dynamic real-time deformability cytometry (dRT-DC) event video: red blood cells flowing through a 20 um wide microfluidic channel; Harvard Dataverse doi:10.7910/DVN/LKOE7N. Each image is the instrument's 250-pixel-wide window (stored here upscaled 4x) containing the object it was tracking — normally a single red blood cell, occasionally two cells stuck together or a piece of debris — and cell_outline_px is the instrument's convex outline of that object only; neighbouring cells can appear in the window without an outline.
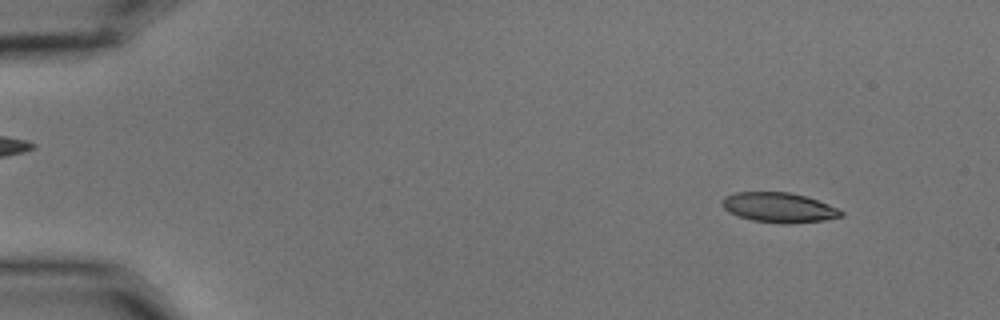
{"species": "common noctule bat (a hibernating species)", "species_latin": "Nyctalus noctula", "temperature_condition": "cold", "stored_images_in_passage": 57, "camera_frame_rate_fps": 3000, "um_per_image_px": 0.085, "animal": {"sex": "male", "body_mass_g": 15.6}, "frame": {"image": 1, "passage_image": 6, "time_ms": 1.667, "image_size_px": [1000, 320], "cell_outline_px": [[844, 216], [824, 220], [788, 224], [784, 224], [752, 220], [728, 212], [720, 204], [720, 200], [724, 196], [736, 192], [788, 192], [808, 196], [828, 204], [844, 212]], "centroid_in_image_um": [66.19, 17.63], "position_along_channel_um": 18.8, "area_um2": 20.87}}
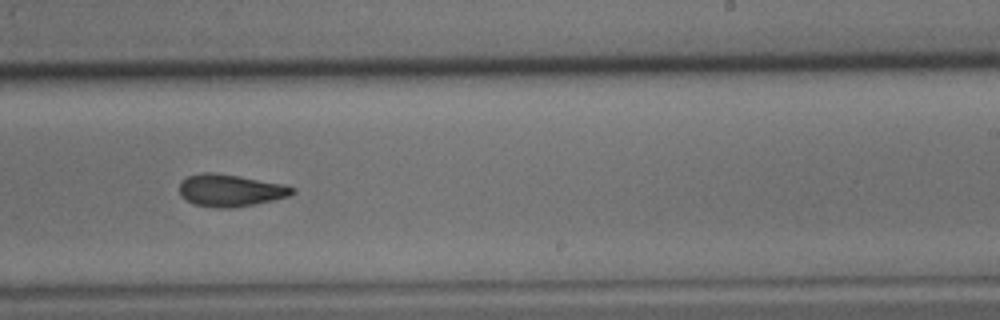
{"frame": {"image": 2, "passage_image": 36, "time_ms": 11.667, "image_size_px": [1000, 320], "cell_outline_px": [[296, 192], [288, 196], [272, 200], [232, 208], [216, 208], [192, 204], [180, 196], [180, 180], [188, 176], [200, 172], [216, 172], [284, 184], [296, 188]], "centroid_in_image_um": [19.54, 16.17], "position_along_channel_um": 269.5, "area_um2": 21.33}}
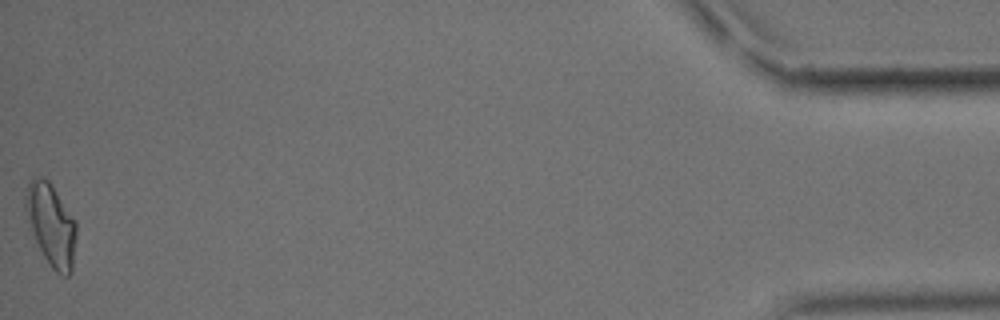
{"frame": {"image": 3, "passage_image": 57, "time_ms": 18.667, "image_size_px": [1000, 320], "cell_outline_px": [[76, 236], [72, 272], [68, 276], [64, 276], [56, 272], [52, 268], [44, 256], [28, 228], [24, 208], [24, 196], [28, 180], [32, 176], [44, 176], [52, 184], [76, 220]], "centroid_in_image_um": [4.31, 19.04], "position_along_channel_um": 430.9, "area_um2": 25.03}, "authors_computed_cell_mechanics": {"area_um2": 21.3282, "velocity_mm_per_s": 3.5513, "shape_relaxation_time_tau1_ms": 8.4697, "shape_relaxation_time_tau2_ms": 4.6799, "deformation_change_tau1": 0.2031, "deformation_change_tau2": 0.1235}}